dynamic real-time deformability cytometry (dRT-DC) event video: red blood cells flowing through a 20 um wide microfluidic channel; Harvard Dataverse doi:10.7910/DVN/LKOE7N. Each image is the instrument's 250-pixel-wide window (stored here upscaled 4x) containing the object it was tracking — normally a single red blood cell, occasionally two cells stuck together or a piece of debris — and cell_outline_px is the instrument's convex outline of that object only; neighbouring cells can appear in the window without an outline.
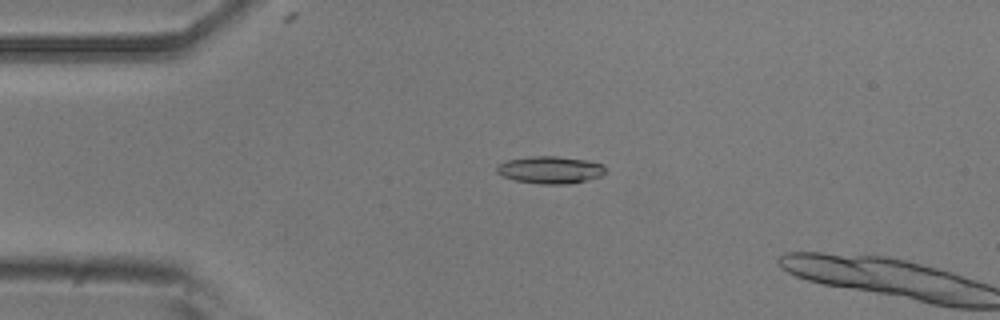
{"species": "common noctule bat (a hibernating species)", "species_latin": "Nyctalus noctula", "temperature_condition": "room temperature", "stored_images_in_passage": 14, "camera_frame_rate_fps": 3000, "um_per_image_px": 0.085, "animal": {"sex": "male", "body_mass_g": 20.5, "forearm_length_mm": 52.5}, "frame": {"image": 1, "passage_image": 12, "time_ms": 3.667, "image_size_px": [1000, 320], "cell_outline_px": [[604, 176], [568, 184], [540, 184], [516, 180], [504, 176], [496, 172], [496, 168], [500, 164], [508, 160], [532, 156], [556, 156], [584, 160], [604, 164]], "centroid_in_image_um": [46.8, 14.44], "position_along_channel_um": 38.2, "area_um2": 17.11}}